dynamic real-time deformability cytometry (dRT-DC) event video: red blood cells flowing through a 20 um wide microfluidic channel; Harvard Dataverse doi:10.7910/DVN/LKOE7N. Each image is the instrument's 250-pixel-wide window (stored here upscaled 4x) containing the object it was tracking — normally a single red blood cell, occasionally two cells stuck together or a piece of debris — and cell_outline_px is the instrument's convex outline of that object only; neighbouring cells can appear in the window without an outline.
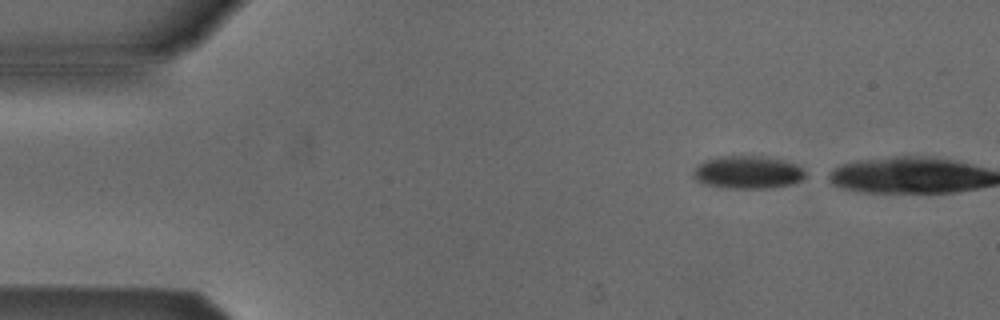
{"species": "Egyptian fruit bat (a non-hibernating species)", "species_latin": "Rousettus aegyptiacus", "temperature_condition": "cold", "stored_images_in_passage": 2, "camera_frame_rate_fps": 3000, "um_per_image_px": 0.085, "animal": {"sex": "male"}, "frame": {"image": 1, "passage_image": 1, "time_ms": 0.0, "image_size_px": [1000, 320], "cell_outline_px": [[804, 176], [800, 180], [792, 184], [772, 188], [728, 188], [704, 184], [696, 180], [692, 176], [692, 172], [696, 164], [704, 160], [720, 156], [768, 156], [788, 160], [804, 168]], "centroid_in_image_um": [63.54, 14.63], "position_along_channel_um": 21.5, "area_um2": 21.85}}